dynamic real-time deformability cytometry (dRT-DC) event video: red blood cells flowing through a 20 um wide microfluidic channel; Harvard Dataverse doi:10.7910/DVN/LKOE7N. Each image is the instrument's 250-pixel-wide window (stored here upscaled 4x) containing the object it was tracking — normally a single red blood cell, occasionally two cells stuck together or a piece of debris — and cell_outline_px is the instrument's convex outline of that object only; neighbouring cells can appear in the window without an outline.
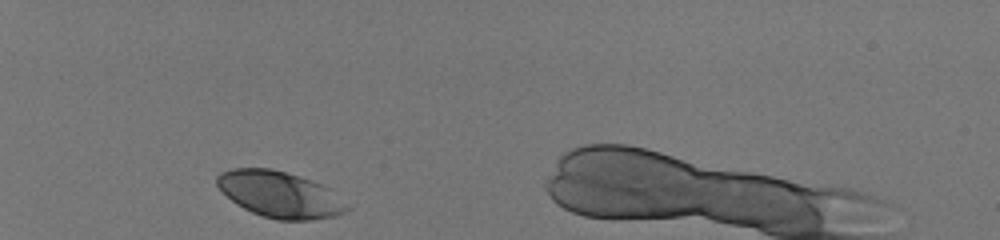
{"species": "human", "species_latin": "Homo sapiens", "temperature_condition": "room temperature", "stored_images_in_passage": 30, "camera_frame_rate_fps": 3000, "um_per_image_px": 0.085, "donor": {"sex": "male"}, "frame": {"image": 1, "passage_image": 1, "time_ms": 0.0, "image_size_px": [1000, 240], "cell_outline_px": [[352, 208], [336, 216], [312, 220], [276, 220], [252, 212], [236, 204], [216, 184], [216, 176], [220, 172], [232, 168], [272, 168], [300, 176], [312, 180], [328, 188]], "centroid_in_image_um": [23.79, 16.52], "position_along_channel_um": 61.2, "area_um2": 34.91}}
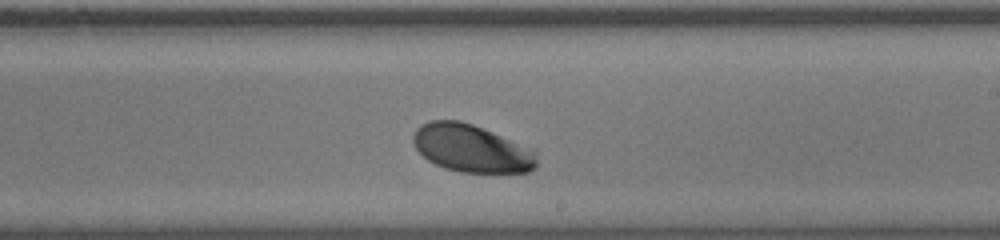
{"frame": {"image": 2, "passage_image": 18, "time_ms": 5.667, "image_size_px": [1000, 240], "cell_outline_px": [[536, 168], [528, 172], [460, 172], [444, 168], [428, 160], [412, 144], [412, 136], [416, 128], [420, 124], [428, 120], [460, 120], [472, 124], [536, 148]], "centroid_in_image_um": [40.09, 12.59], "position_along_channel_um": 248.9, "area_um2": 34.8}}
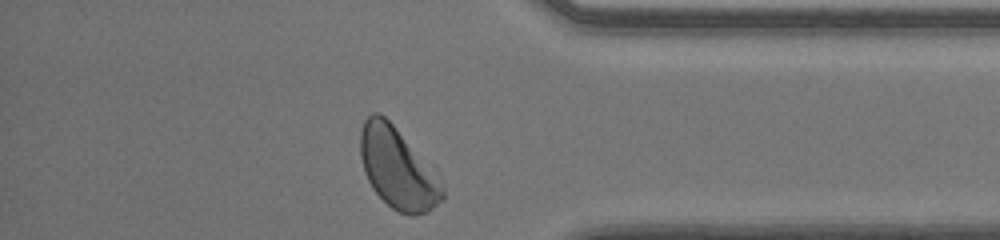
{"frame": {"image": 3, "passage_image": 30, "time_ms": 9.667, "image_size_px": [1000, 240], "cell_outline_px": [[444, 200], [428, 212], [412, 216], [408, 216], [392, 208], [372, 188], [364, 172], [360, 156], [360, 132], [364, 120], [372, 112], [380, 112], [436, 168], [440, 176], [444, 188]], "centroid_in_image_um": [33.85, 14.31], "position_along_channel_um": 401.3, "area_um2": 39.36}, "authors_computed_cell_mechanics": {"area_um2": 34.8823, "velocity_mm_per_s": 3.9639, "shape_relaxation_time_tau1_ms": 1.5526, "shape_relaxation_time_tau2_ms": null, "deformation_change_tau1": 0.0991, "deformation_change_tau2": null}}